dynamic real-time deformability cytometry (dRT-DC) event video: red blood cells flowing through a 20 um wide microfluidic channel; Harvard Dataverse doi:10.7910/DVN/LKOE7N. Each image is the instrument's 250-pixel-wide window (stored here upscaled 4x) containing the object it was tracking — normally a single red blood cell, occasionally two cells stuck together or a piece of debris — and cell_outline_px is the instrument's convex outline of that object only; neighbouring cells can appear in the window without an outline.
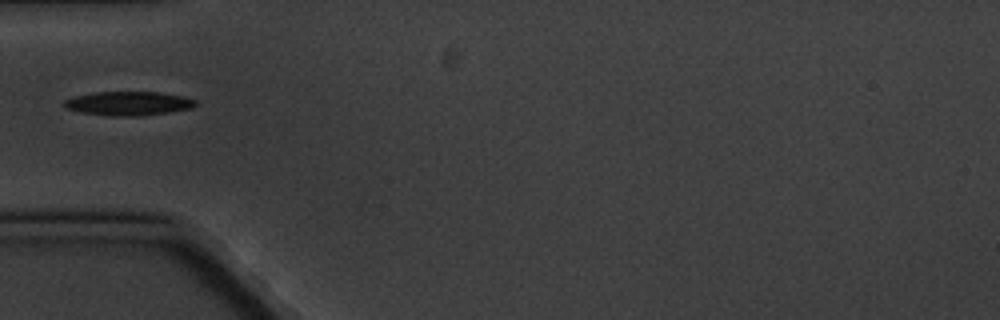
{"species": "common noctule bat (a hibernating species)", "species_latin": "Nyctalus noctula", "temperature_condition": "cold", "stored_images_in_passage": 6, "camera_frame_rate_fps": 3000, "um_per_image_px": 0.085, "animal": {"sex": "male", "body_mass_g": 20.1, "forearm_length_mm": 53.5}, "frame": {"image": 1, "passage_image": 1, "time_ms": 0.0, "image_size_px": [1000, 320], "cell_outline_px": [[196, 104], [192, 108], [168, 112], [140, 116], [112, 116], [80, 112], [64, 108], [64, 100], [76, 96], [96, 92], [160, 92], [184, 96], [196, 100]], "centroid_in_image_um": [10.93, 8.79], "position_along_channel_um": 74.1, "area_um2": 18.32}}
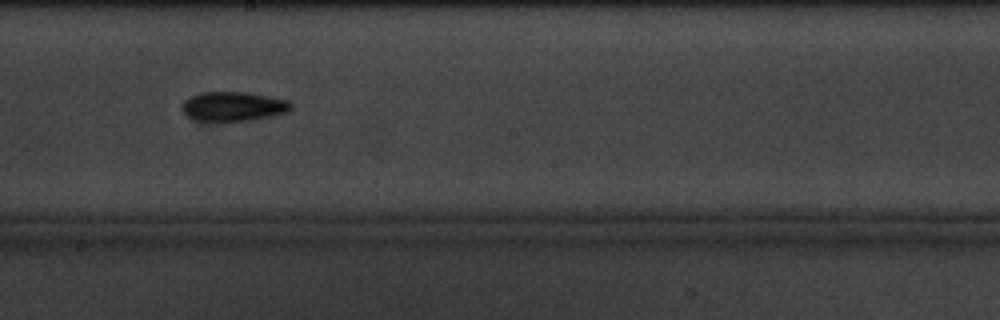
{"frame": {"image": 2, "passage_image": 5, "time_ms": 4.667, "image_size_px": [1000, 320], "cell_outline_px": [[292, 108], [288, 112], [248, 120], [196, 120], [188, 116], [184, 112], [180, 104], [188, 96], [200, 92], [248, 92], [288, 100], [292, 104]], "centroid_in_image_um": [19.8, 9.01], "position_along_channel_um": 228.4, "area_um2": 18.5}}
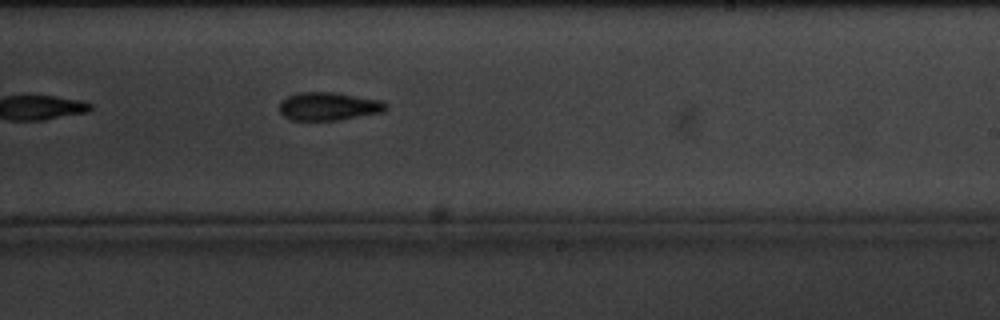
{"frame": {"image": 3, "passage_image": 6, "time_ms": 5.667, "image_size_px": [1000, 320], "cell_outline_px": [[388, 108], [384, 112], [336, 120], [292, 120], [284, 116], [280, 112], [280, 100], [288, 96], [300, 92], [336, 92], [384, 100], [388, 104]], "centroid_in_image_um": [27.98, 9.02], "position_along_channel_um": 261.0, "area_um2": 17.69}}